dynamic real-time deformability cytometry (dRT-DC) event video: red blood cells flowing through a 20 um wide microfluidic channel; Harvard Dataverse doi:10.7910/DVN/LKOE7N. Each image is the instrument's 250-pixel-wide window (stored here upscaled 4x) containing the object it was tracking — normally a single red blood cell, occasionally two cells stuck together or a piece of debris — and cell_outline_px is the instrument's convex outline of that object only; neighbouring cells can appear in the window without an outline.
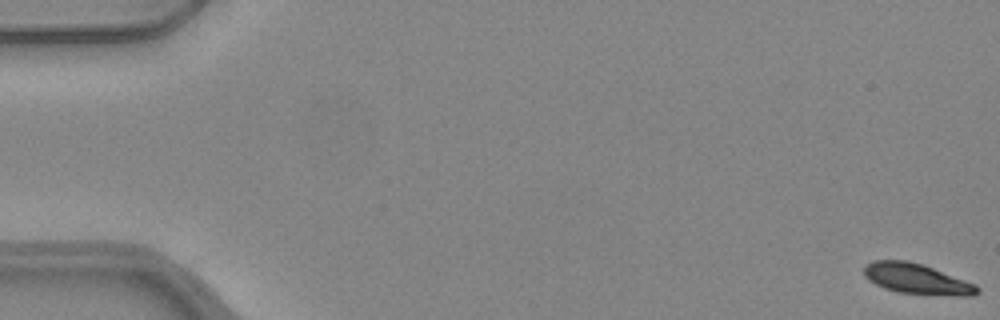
{"species": "common noctule bat (a hibernating species)", "species_latin": "Nyctalus noctula", "temperature_condition": "warm", "stored_images_in_passage": 54, "camera_frame_rate_fps": 3000, "um_per_image_px": 0.085, "animal": {"sex": "female", "body_mass_g": 24.6, "forearm_length_mm": 56.2}, "frame": {"image": 1, "passage_image": 1, "time_ms": 0.0, "image_size_px": [1000, 320], "cell_outline_px": [[980, 292], [972, 296], [956, 296], [896, 292], [884, 288], [868, 280], [864, 276], [864, 264], [872, 260], [908, 260], [924, 264], [976, 284], [980, 288]], "centroid_in_image_um": [77.93, 23.7], "position_along_channel_um": 7.1, "area_um2": 20.4}}
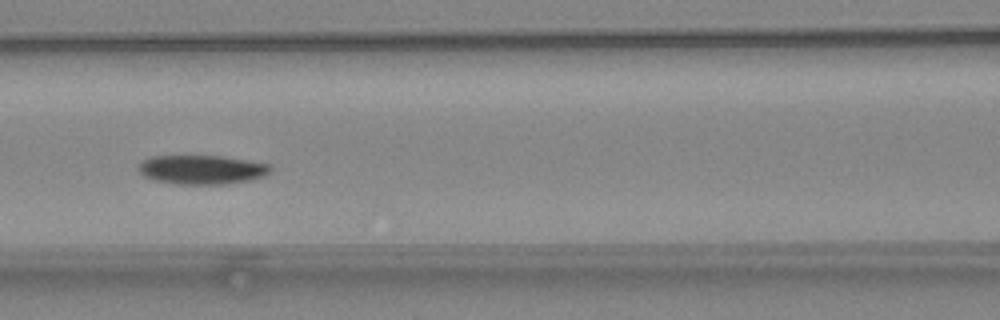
{"frame": {"image": 2, "passage_image": 24, "time_ms": 7.667, "image_size_px": [1000, 320], "cell_outline_px": [[272, 172], [264, 176], [252, 180], [224, 184], [176, 184], [152, 180], [144, 176], [136, 168], [144, 160], [152, 156], [220, 156], [272, 164]], "centroid_in_image_um": [17.18, 14.43], "position_along_channel_um": 149.4, "area_um2": 22.54}}
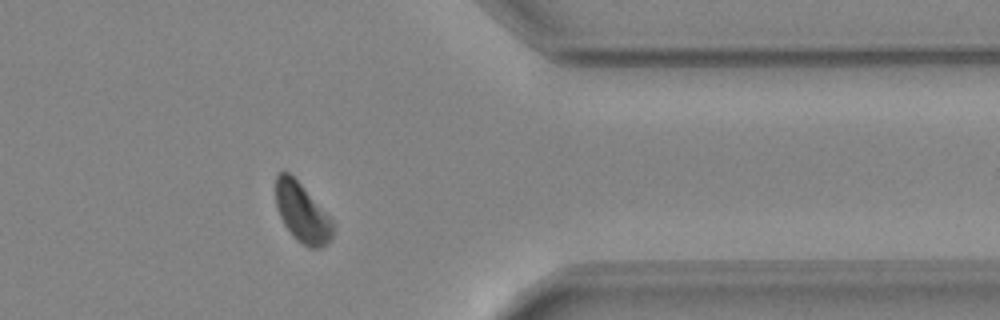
{"frame": {"image": 3, "passage_image": 43, "time_ms": 14.0, "image_size_px": [1000, 320], "cell_outline_px": [[332, 236], [320, 248], [308, 248], [296, 240], [292, 236], [284, 224], [276, 208], [276, 176], [280, 172], [288, 172], [300, 184], [332, 220]], "centroid_in_image_um": [25.64, 18.1], "position_along_channel_um": 385.8, "area_um2": 19.19}, "authors_computed_cell_mechanics": {"area_um2": 21.3571, "velocity_mm_per_s": 3.9688, "shape_relaxation_time_tau1_ms": 2.4888, "shape_relaxation_time_tau2_ms": null, "deformation_change_tau1": 0.1259, "deformation_change_tau2": null}}